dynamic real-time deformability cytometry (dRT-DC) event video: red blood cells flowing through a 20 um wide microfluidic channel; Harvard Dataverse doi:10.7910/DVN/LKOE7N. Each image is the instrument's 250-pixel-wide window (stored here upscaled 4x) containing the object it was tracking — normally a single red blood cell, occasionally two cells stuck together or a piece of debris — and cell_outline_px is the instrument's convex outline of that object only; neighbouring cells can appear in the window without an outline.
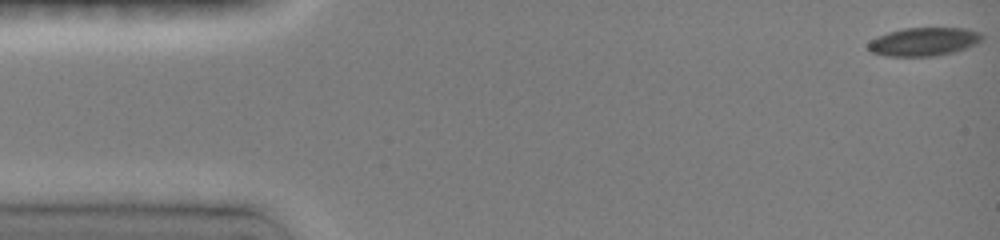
{"species": "common noctule bat (a hibernating species)", "species_latin": "Nyctalus noctula", "temperature_condition": "room temperature", "stored_images_in_passage": 12, "camera_frame_rate_fps": 3000, "um_per_image_px": 0.085, "animal": {"sex": "female", "body_mass_g": 19.0, "forearm_length_mm": 51.5}, "frame": {"image": 1, "passage_image": 1, "time_ms": 0.0, "image_size_px": [1000, 240], "cell_outline_px": [[984, 36], [976, 44], [952, 52], [932, 56], [884, 56], [872, 52], [868, 48], [868, 44], [872, 40], [888, 32], [904, 28], [968, 28], [980, 32]], "centroid_in_image_um": [78.54, 3.53], "position_along_channel_um": 6.5, "area_um2": 18.61}}
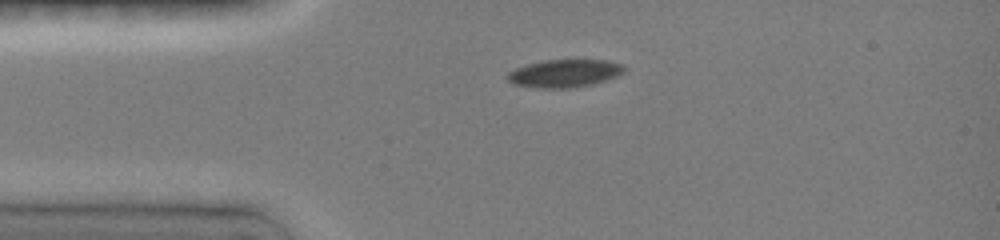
{"frame": {"image": 2, "passage_image": 9, "time_ms": 3.333, "image_size_px": [1000, 240], "cell_outline_px": [[624, 72], [616, 76], [592, 84], [568, 88], [536, 88], [516, 84], [508, 80], [508, 72], [516, 68], [548, 60], [604, 60], [620, 64], [624, 68]], "centroid_in_image_um": [47.98, 6.24], "position_along_channel_um": 37.0, "area_um2": 18.38}}